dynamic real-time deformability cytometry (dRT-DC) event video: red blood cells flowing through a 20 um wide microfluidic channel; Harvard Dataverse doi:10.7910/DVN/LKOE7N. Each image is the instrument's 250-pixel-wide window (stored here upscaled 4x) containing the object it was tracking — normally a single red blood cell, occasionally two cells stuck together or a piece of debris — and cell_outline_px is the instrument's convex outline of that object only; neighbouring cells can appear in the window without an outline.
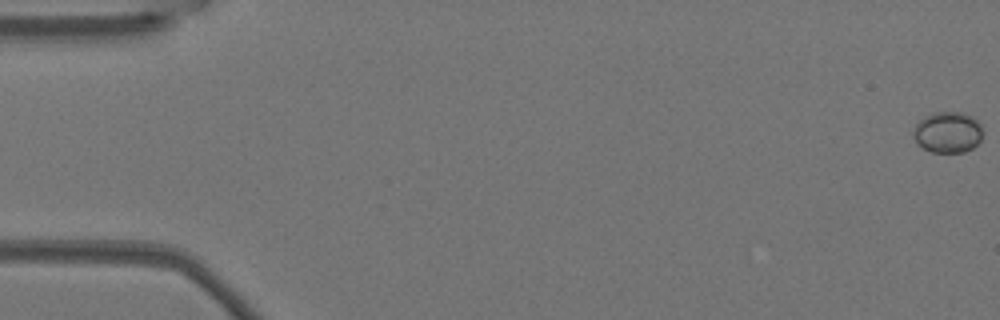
{"species": "Egyptian fruit bat (a non-hibernating species)", "species_latin": "Rousettus aegyptiacus", "temperature_condition": "warm", "stored_images_in_passage": 55, "camera_frame_rate_fps": 3000, "um_per_image_px": 0.085, "animal": {"sex": "female"}, "frame": {"image": 1, "passage_image": 1, "time_ms": 0.0, "image_size_px": [1000, 320], "cell_outline_px": [[984, 132], [980, 140], [972, 148], [964, 152], [932, 152], [924, 148], [912, 136], [912, 132], [916, 124], [924, 116], [932, 112], [964, 112], [972, 116], [980, 124]], "centroid_in_image_um": [80.57, 11.22], "position_along_channel_um": 4.4, "area_um2": 16.7}}
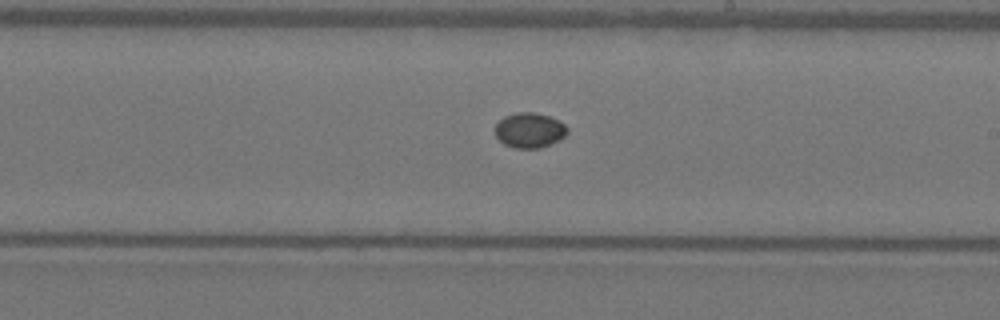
{"frame": {"image": 2, "passage_image": 32, "time_ms": 10.333, "image_size_px": [1000, 320], "cell_outline_px": [[568, 132], [560, 140], [540, 148], [516, 148], [504, 144], [496, 136], [496, 124], [504, 116], [516, 112], [532, 112], [548, 116], [564, 124], [568, 128]], "centroid_in_image_um": [45.01, 11.07], "position_along_channel_um": 244.0, "area_um2": 14.62}}
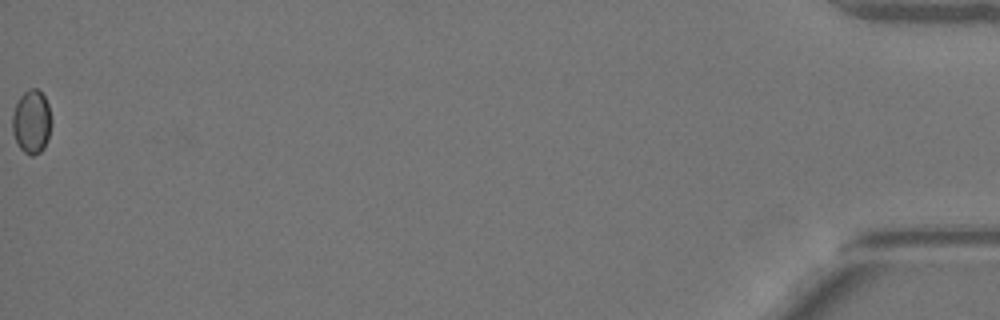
{"frame": {"image": 3, "passage_image": 55, "time_ms": 18.0, "image_size_px": [1000, 320], "cell_outline_px": [[52, 124], [44, 148], [40, 152], [32, 156], [24, 152], [16, 144], [12, 132], [12, 116], [16, 104], [20, 96], [28, 88], [36, 88], [44, 96], [48, 104], [52, 120]], "centroid_in_image_um": [2.68, 10.35], "position_along_channel_um": 432.5, "area_um2": 14.62}}